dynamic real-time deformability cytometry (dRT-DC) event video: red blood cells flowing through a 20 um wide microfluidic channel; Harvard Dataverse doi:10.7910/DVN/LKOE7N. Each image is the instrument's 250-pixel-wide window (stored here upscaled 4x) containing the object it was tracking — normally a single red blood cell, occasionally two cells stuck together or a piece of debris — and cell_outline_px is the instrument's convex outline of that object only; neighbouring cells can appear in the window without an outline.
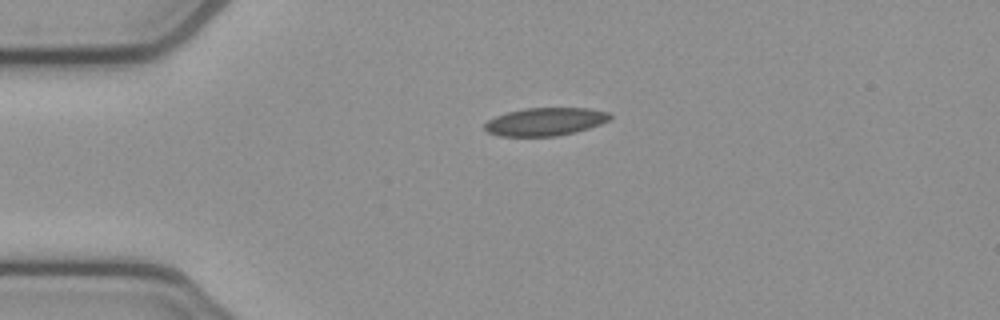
{"species": "common noctule bat (a hibernating species)", "species_latin": "Nyctalus noctula", "temperature_condition": "cold", "stored_images_in_passage": 42, "camera_frame_rate_fps": 3000, "um_per_image_px": 0.085, "animal": {"sex": "female", "body_mass_g": 21.9}, "frame": {"image": 1, "passage_image": 1, "time_ms": 0.0, "image_size_px": [1000, 320], "cell_outline_px": [[612, 116], [608, 120], [600, 124], [576, 132], [556, 136], [500, 136], [488, 132], [484, 128], [484, 124], [488, 120], [496, 116], [508, 112], [524, 108], [588, 108], [608, 112]], "centroid_in_image_um": [46.34, 10.34], "position_along_channel_um": 38.7, "area_um2": 20.35}}
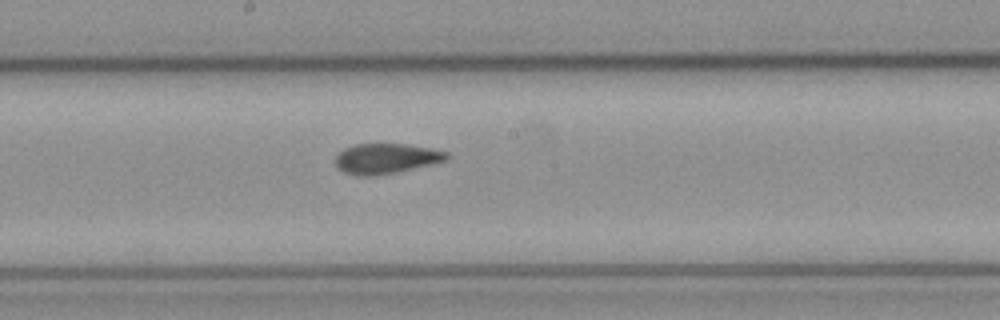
{"frame": {"image": 2, "passage_image": 17, "time_ms": 5.333, "image_size_px": [1000, 320], "cell_outline_px": [[452, 156], [448, 160], [436, 164], [376, 176], [356, 176], [344, 172], [336, 168], [336, 156], [344, 148], [356, 144], [404, 144], [428, 148], [448, 152]], "centroid_in_image_um": [32.85, 13.49], "position_along_channel_um": 215.3, "area_um2": 19.83}}
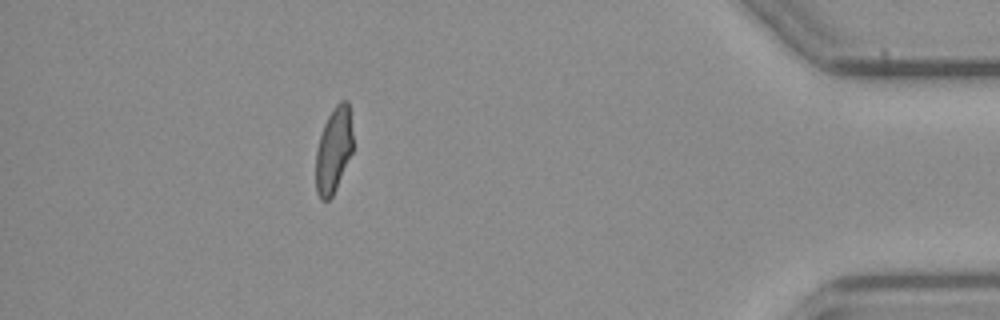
{"frame": {"image": 3, "passage_image": 36, "time_ms": 11.667, "image_size_px": [1000, 320], "cell_outline_px": [[352, 152], [336, 188], [332, 196], [328, 200], [320, 200], [316, 192], [316, 152], [320, 136], [324, 124], [332, 108], [340, 100], [348, 100], [352, 132]], "centroid_in_image_um": [28.35, 12.74], "position_along_channel_um": 406.9, "area_um2": 18.38}, "authors_computed_cell_mechanics": {"area_um2": 19.941, "velocity_mm_per_s": 3.8705, "shape_relaxation_time_tau1_ms": null, "shape_relaxation_time_tau2_ms": 1.2037, "deformation_change_tau1": null, "deformation_change_tau2": 0.08}}